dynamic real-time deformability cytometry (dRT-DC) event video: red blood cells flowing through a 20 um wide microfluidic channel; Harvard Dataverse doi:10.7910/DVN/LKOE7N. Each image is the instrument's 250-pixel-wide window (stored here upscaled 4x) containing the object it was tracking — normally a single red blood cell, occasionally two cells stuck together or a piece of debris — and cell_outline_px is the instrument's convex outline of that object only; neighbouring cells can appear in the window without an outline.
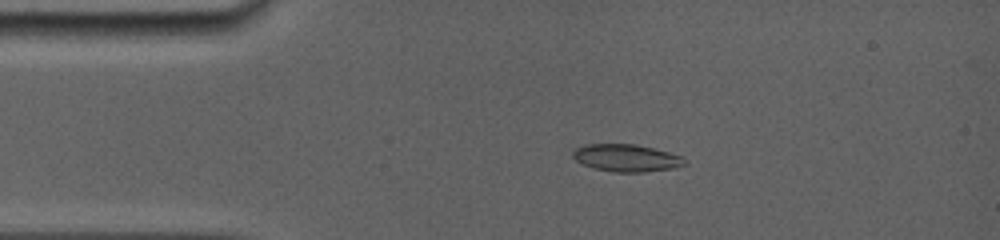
{"species": "common noctule bat (a hibernating species)", "species_latin": "Nyctalus noctula", "temperature_condition": "room temperature", "stored_images_in_passage": 11, "camera_frame_rate_fps": 5000, "um_per_image_px": 0.085, "animal": {"sex": "female", "body_mass_g": 19.0, "forearm_length_mm": 56.7}, "frame": {"image": 1, "passage_image": 4, "time_ms": 2.0, "image_size_px": [1000, 240], "cell_outline_px": [[688, 164], [672, 168], [644, 172], [612, 172], [592, 168], [576, 160], [572, 156], [572, 152], [576, 148], [584, 144], [636, 144], [684, 156], [688, 160]], "centroid_in_image_um": [53.27, 13.42], "position_along_channel_um": 31.7, "area_um2": 17.98}}
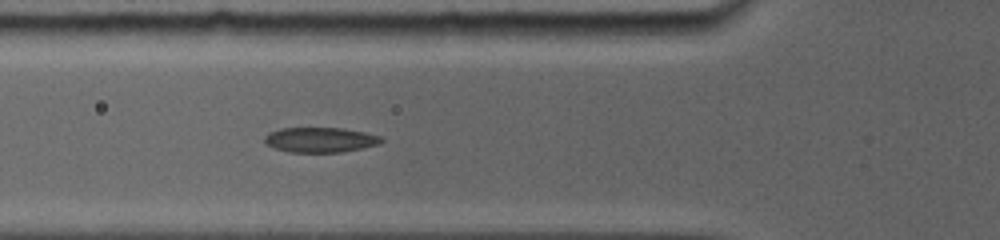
{"frame": {"image": 2, "passage_image": 7, "time_ms": 4.6, "image_size_px": [1000, 240], "cell_outline_px": [[384, 140], [380, 144], [340, 152], [288, 152], [272, 148], [264, 144], [264, 136], [268, 132], [280, 128], [344, 128], [364, 132], [380, 136]], "centroid_in_image_um": [27.16, 11.88], "position_along_channel_um": 98.6, "area_um2": 17.17}}
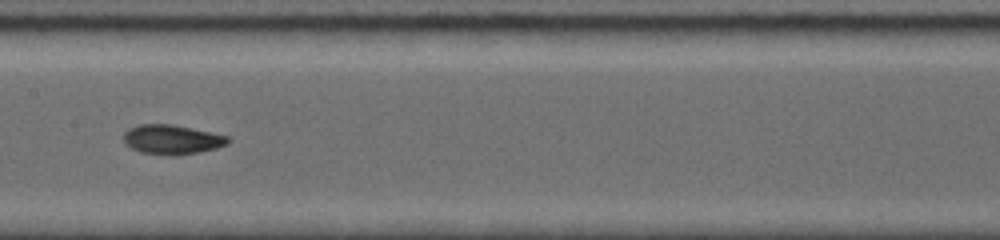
{"frame": {"image": 3, "passage_image": 11, "time_ms": 7.0, "image_size_px": [1000, 240], "cell_outline_px": [[232, 140], [228, 144], [216, 148], [200, 152], [140, 152], [124, 144], [124, 132], [128, 128], [140, 124], [172, 124], [212, 132], [228, 136]], "centroid_in_image_um": [14.64, 11.8], "position_along_channel_um": 192.8, "area_um2": 17.28}}